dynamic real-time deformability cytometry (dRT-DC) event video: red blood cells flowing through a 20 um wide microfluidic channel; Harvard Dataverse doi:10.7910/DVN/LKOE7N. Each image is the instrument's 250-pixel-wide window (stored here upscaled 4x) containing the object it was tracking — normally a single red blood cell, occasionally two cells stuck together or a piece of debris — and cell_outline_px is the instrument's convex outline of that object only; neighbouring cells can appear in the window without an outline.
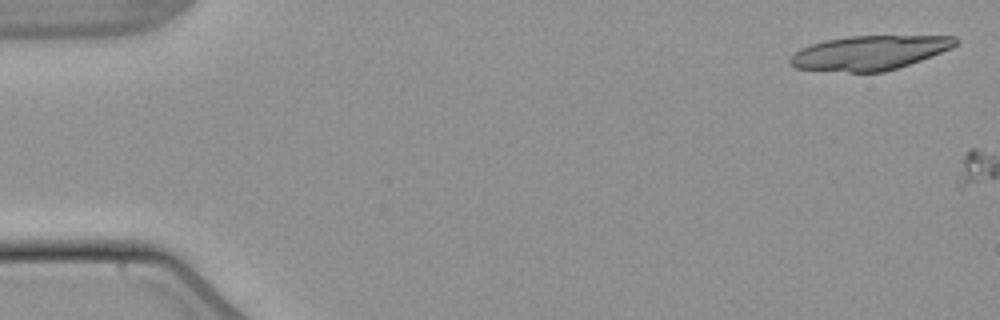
{"species": "common noctule bat (a hibernating species)", "species_latin": "Nyctalus noctula", "temperature_condition": "warm", "stored_images_in_passage": 4, "camera_frame_rate_fps": 3000, "um_per_image_px": 0.085, "animal": {"sex": "male", "body_mass_g": 21.5, "forearm_length_mm": 52.0}, "frame": {"image": 1, "passage_image": 1, "time_ms": 0.0, "image_size_px": [1000, 320], "cell_outline_px": [[956, 44], [952, 48], [920, 60], [884, 72], [848, 72], [796, 68], [788, 60], [800, 48], [824, 40], [848, 36], [956, 36]], "centroid_in_image_um": [73.89, 4.48], "position_along_channel_um": 11.1, "area_um2": 32.71}}